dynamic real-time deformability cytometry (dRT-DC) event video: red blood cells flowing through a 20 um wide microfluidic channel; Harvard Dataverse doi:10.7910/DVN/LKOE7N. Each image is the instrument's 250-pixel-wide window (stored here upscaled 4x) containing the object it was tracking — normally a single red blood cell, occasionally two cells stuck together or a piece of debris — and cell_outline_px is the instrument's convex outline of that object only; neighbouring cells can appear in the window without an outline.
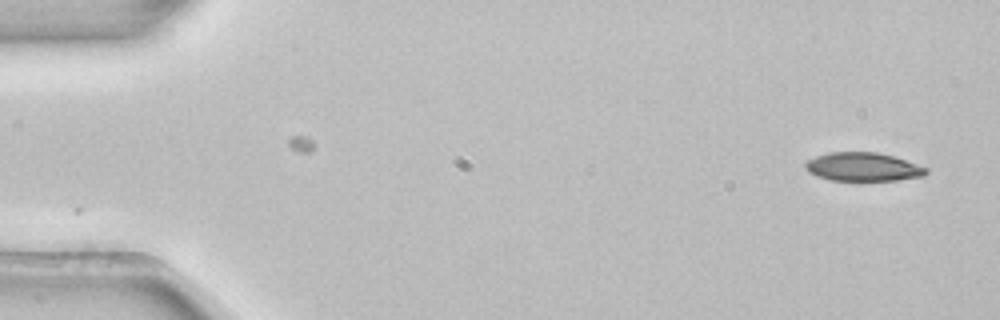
{"species": "common noctule bat (a hibernating species)", "species_latin": "Nyctalus noctula", "temperature_condition": "room temperature", "stored_images_in_passage": 51, "camera_frame_rate_fps": 3000, "um_per_image_px": 0.085, "animal": {"sex": "female", "body_mass_g": 22.7, "forearm_length_mm": 54.2}, "frame": {"image": 1, "passage_image": 1, "time_ms": 0.0, "image_size_px": [1000, 320], "cell_outline_px": [[928, 172], [924, 176], [900, 180], [832, 180], [816, 176], [808, 172], [804, 168], [804, 164], [808, 160], [816, 156], [828, 152], [876, 152], [892, 156], [928, 168]], "centroid_in_image_um": [73.33, 14.19], "position_along_channel_um": 11.7, "area_um2": 20.06}}
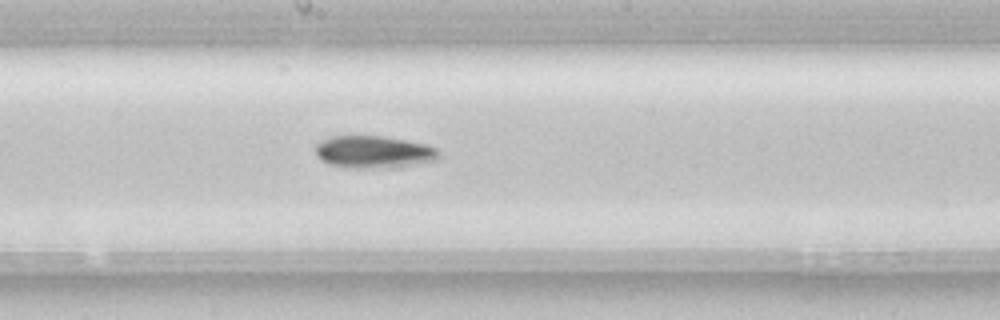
{"frame": {"image": 2, "passage_image": 27, "time_ms": 8.667, "image_size_px": [1000, 320], "cell_outline_px": [[440, 156], [436, 160], [388, 168], [348, 168], [332, 164], [320, 160], [316, 156], [316, 144], [320, 140], [332, 136], [380, 136], [428, 144], [436, 148], [440, 152]], "centroid_in_image_um": [31.75, 12.91], "position_along_channel_um": 216.5, "area_um2": 23.24}}
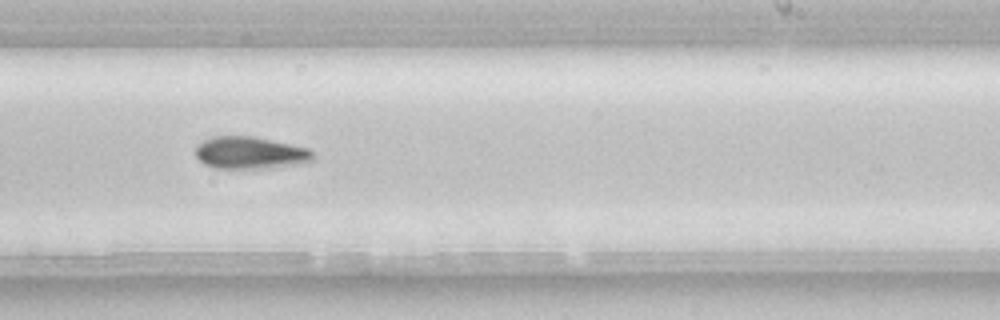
{"frame": {"image": 3, "passage_image": 31, "time_ms": 10.0, "image_size_px": [1000, 320], "cell_outline_px": [[312, 160], [308, 164], [272, 168], [216, 168], [204, 164], [196, 156], [196, 144], [212, 136], [252, 136], [308, 148], [312, 152]], "centroid_in_image_um": [21.27, 13.0], "position_along_channel_um": 267.7, "area_um2": 22.2}, "authors_computed_cell_mechanics": {"area_um2": 21.5594, "velocity_mm_per_s": 3.8774, "shape_relaxation_time_tau1_ms": 5.0605, "shape_relaxation_time_tau2_ms": null, "deformation_change_tau1": 0.1201, "deformation_change_tau2": null}}